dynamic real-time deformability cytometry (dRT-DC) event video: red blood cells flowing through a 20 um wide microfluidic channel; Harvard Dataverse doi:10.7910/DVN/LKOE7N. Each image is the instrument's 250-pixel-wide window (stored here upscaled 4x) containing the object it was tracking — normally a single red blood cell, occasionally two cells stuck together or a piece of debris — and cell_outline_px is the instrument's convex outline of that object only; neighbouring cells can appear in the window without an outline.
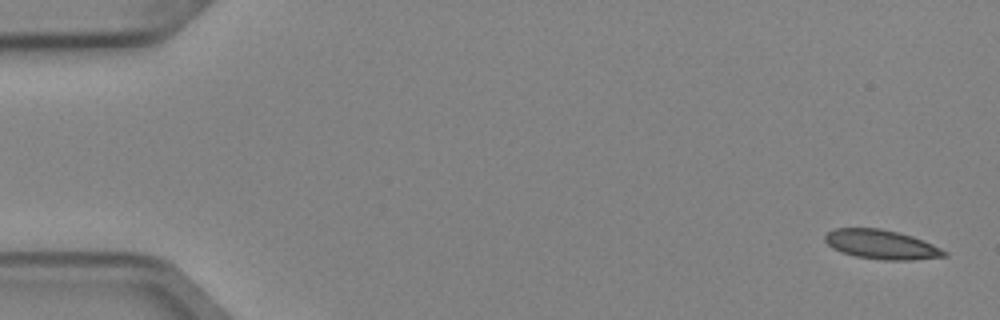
{"species": "Egyptian fruit bat (a non-hibernating species)", "species_latin": "Rousettus aegyptiacus", "temperature_condition": "cold", "stored_images_in_passage": 2, "camera_frame_rate_fps": 3000, "um_per_image_px": 0.085, "animal": {"sex": "female"}, "frame": {"image": 1, "passage_image": 1, "time_ms": 0.0, "image_size_px": [1000, 320], "cell_outline_px": [[948, 256], [912, 260], [884, 260], [856, 256], [840, 252], [832, 248], [824, 240], [824, 236], [828, 232], [836, 228], [880, 228], [912, 236], [932, 244], [948, 252]], "centroid_in_image_um": [74.91, 20.78], "position_along_channel_um": 10.1, "area_um2": 20.29}}